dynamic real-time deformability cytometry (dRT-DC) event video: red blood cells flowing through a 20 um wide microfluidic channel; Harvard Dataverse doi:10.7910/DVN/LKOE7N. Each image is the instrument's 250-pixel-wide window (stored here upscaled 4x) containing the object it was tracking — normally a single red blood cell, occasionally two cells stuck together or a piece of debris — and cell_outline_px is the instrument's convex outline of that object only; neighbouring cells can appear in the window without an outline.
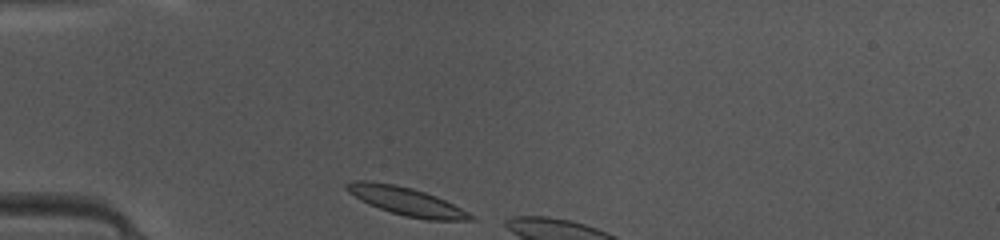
{"species": "common noctule bat (a hibernating species)", "species_latin": "Nyctalus noctula", "temperature_condition": "warm", "stored_images_in_passage": 4, "camera_frame_rate_fps": 3000, "um_per_image_px": 0.085, "animal": {"sex": "female", "body_mass_g": 10.0, "forearm_length_mm": 53.1}, "frame": {"image": 1, "passage_image": 1, "time_ms": 0.0, "image_size_px": [1000, 240], "cell_outline_px": [[476, 220], [428, 220], [404, 216], [368, 204], [360, 200], [348, 192], [344, 188], [344, 184], [352, 180], [368, 180], [396, 184], [412, 188], [436, 196], [476, 216]], "centroid_in_image_um": [34.5, 17.09], "position_along_channel_um": 50.5, "area_um2": 20.4}}